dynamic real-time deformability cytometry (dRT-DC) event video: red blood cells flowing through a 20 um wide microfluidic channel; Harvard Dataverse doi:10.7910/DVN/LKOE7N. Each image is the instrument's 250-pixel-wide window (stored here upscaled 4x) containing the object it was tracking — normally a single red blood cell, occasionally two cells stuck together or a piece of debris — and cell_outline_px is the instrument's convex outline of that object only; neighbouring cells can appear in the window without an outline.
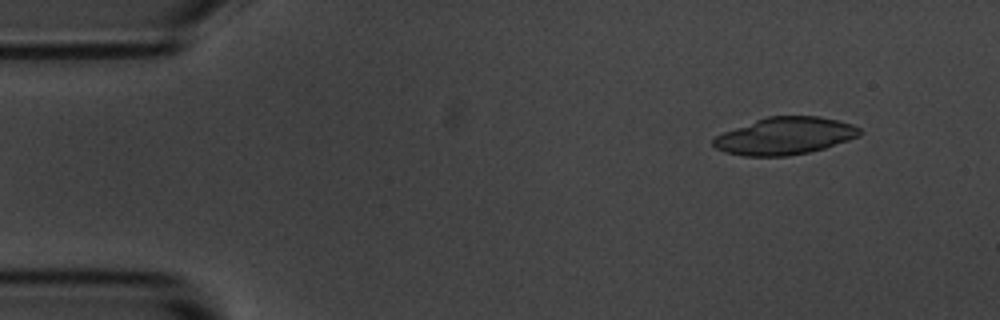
{"species": "common noctule bat (a hibernating species)", "species_latin": "Nyctalus noctula", "temperature_condition": "room temperature", "stored_images_in_passage": 4, "camera_frame_rate_fps": 3000, "um_per_image_px": 0.085, "animal": {"sex": "male", "body_mass_g": 20.1, "forearm_length_mm": 53.5}, "frame": {"image": 1, "passage_image": 1, "time_ms": 0.0, "image_size_px": [1000, 320], "cell_outline_px": [[860, 136], [824, 148], [808, 152], [788, 156], [744, 156], [724, 152], [716, 148], [712, 144], [712, 140], [716, 136], [724, 132], [756, 120], [768, 116], [820, 116], [852, 124], [860, 128]], "centroid_in_image_um": [66.71, 11.56], "position_along_channel_um": 18.3, "area_um2": 31.56}}